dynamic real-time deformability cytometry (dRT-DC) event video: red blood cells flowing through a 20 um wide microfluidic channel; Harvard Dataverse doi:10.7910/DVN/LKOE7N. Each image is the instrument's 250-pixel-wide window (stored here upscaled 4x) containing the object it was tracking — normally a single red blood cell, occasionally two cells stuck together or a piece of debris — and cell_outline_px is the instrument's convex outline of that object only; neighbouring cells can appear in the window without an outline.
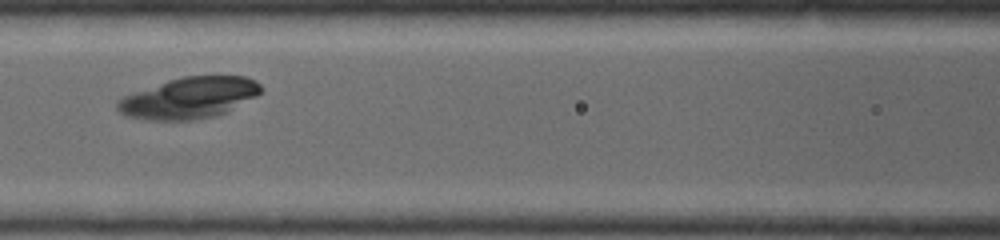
{"species": "common noctule bat (a hibernating species)", "species_latin": "Nyctalus noctula", "temperature_condition": "warm", "stored_images_in_passage": 8, "camera_frame_rate_fps": 5000, "um_per_image_px": 0.085, "animal": {"sex": "female", "body_mass_g": 19.0, "forearm_length_mm": 53.3}, "frame": {"image": 1, "passage_image": 7, "time_ms": 2.0, "image_size_px": [1000, 240], "cell_outline_px": [[264, 88], [256, 96], [216, 116], [192, 120], [148, 120], [124, 116], [116, 108], [116, 100], [124, 96], [168, 80], [184, 76], [244, 76], [256, 80]], "centroid_in_image_um": [16.06, 8.32], "position_along_channel_um": 150.5, "area_um2": 34.28}}
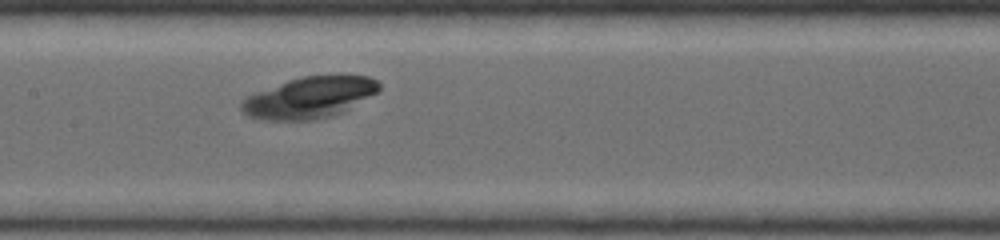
{"frame": {"image": 2, "passage_image": 8, "time_ms": 2.4, "image_size_px": [1000, 240], "cell_outline_px": [[380, 92], [344, 112], [332, 116], [312, 120], [264, 120], [248, 116], [240, 112], [240, 100], [256, 92], [288, 80], [304, 76], [368, 76], [376, 80], [380, 84]], "centroid_in_image_um": [26.3, 8.31], "position_along_channel_um": 181.1, "area_um2": 33.29}}